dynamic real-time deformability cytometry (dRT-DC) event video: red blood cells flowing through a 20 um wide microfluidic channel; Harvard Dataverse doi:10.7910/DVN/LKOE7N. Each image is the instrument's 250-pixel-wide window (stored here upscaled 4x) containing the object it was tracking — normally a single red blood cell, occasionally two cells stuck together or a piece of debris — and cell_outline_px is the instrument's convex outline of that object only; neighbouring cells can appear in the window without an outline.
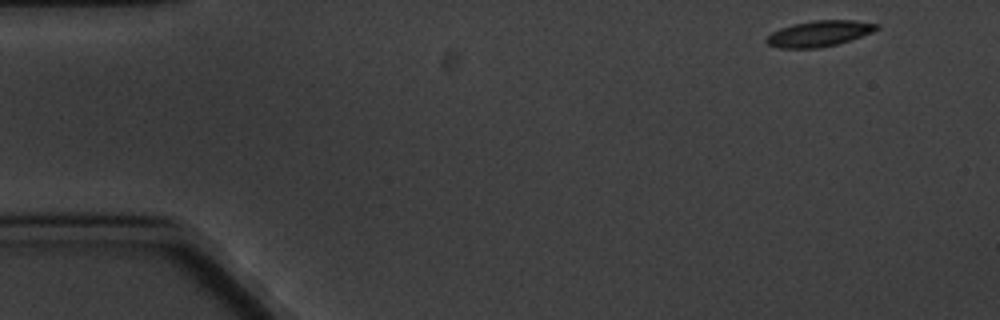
{"species": "common noctule bat (a hibernating species)", "species_latin": "Nyctalus noctula", "temperature_condition": "cold", "stored_images_in_passage": 8, "camera_frame_rate_fps": 3000, "um_per_image_px": 0.085, "animal": {"sex": "male", "body_mass_g": 20.1, "forearm_length_mm": 53.5}, "frame": {"image": 1, "passage_image": 1, "time_ms": 0.0, "image_size_px": [1000, 320], "cell_outline_px": [[880, 28], [872, 32], [852, 40], [820, 48], [780, 48], [768, 44], [764, 40], [772, 32], [780, 28], [792, 24], [816, 20], [856, 20], [880, 24]], "centroid_in_image_um": [69.66, 2.85], "position_along_channel_um": 15.3, "area_um2": 16.7}}
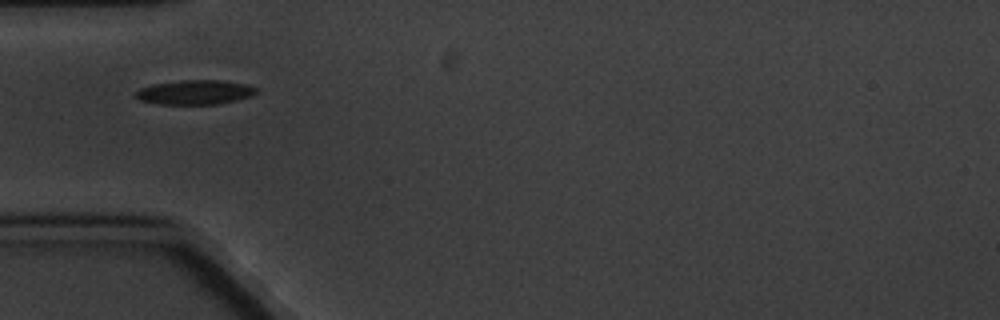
{"frame": {"image": 2, "passage_image": 5, "time_ms": 4.667, "image_size_px": [1000, 320], "cell_outline_px": [[260, 92], [236, 100], [216, 104], [160, 104], [140, 100], [132, 96], [132, 92], [140, 88], [152, 84], [184, 80], [216, 80], [248, 84], [256, 88]], "centroid_in_image_um": [16.52, 7.84], "position_along_channel_um": 68.5, "area_um2": 17.22}}